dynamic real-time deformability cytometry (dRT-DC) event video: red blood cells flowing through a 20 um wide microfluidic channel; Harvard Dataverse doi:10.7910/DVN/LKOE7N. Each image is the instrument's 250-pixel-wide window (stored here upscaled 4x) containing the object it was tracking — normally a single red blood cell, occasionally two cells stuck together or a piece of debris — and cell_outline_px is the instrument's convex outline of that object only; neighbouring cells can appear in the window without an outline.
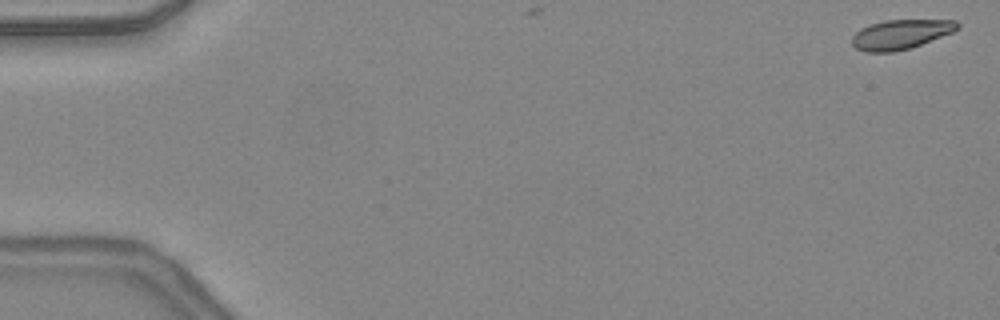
{"species": "common noctule bat (a hibernating species)", "species_latin": "Nyctalus noctula", "temperature_condition": "warm", "stored_images_in_passage": 4, "camera_frame_rate_fps": 3000, "um_per_image_px": 0.085, "animal": {"sex": "female", "body_mass_g": 24.6, "forearm_length_mm": 56.2}, "frame": {"image": 1, "passage_image": 1, "time_ms": 0.0, "image_size_px": [1000, 320], "cell_outline_px": [[960, 28], [952, 32], [912, 48], [892, 52], [864, 52], [856, 48], [852, 44], [852, 36], [860, 28], [884, 20], [956, 20], [960, 24]], "centroid_in_image_um": [76.56, 2.92], "position_along_channel_um": 8.4, "area_um2": 18.21}}